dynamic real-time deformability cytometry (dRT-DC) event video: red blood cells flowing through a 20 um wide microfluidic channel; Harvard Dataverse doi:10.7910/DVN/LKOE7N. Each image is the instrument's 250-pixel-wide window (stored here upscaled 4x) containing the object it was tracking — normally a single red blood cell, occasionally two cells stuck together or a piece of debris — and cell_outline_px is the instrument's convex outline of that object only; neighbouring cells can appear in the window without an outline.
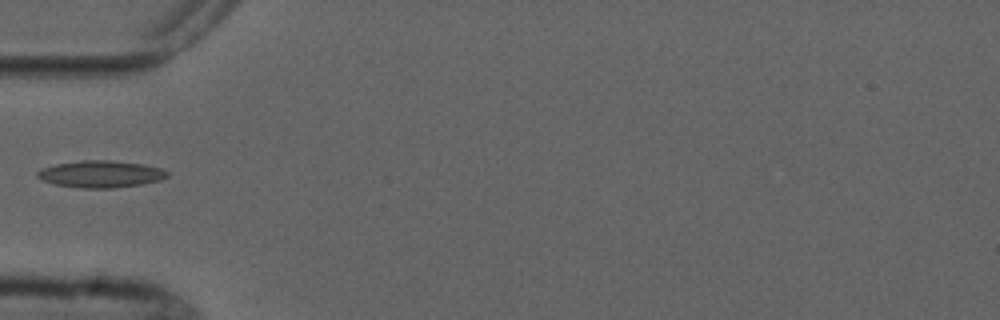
{"species": "common noctule bat (a hibernating species)", "species_latin": "Nyctalus noctula", "temperature_condition": "cold", "stored_images_in_passage": 7, "camera_frame_rate_fps": 3000, "um_per_image_px": 0.085, "animal": {"sex": "male", "forearm_length_mm": 52.5}, "frame": {"image": 1, "passage_image": 6, "time_ms": 5.667, "image_size_px": [1000, 320], "cell_outline_px": [[168, 176], [160, 180], [140, 184], [112, 188], [80, 188], [56, 184], [44, 180], [36, 176], [36, 172], [40, 168], [56, 164], [84, 160], [108, 160], [144, 164], [160, 168], [168, 172]], "centroid_in_image_um": [8.55, 14.79], "position_along_channel_um": 76.5, "area_um2": 20.23}}
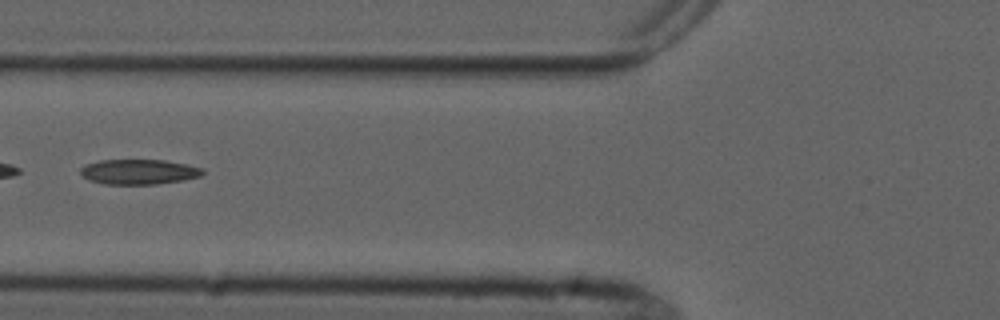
{"frame": {"image": 2, "passage_image": 7, "time_ms": 6.667, "image_size_px": [1000, 320], "cell_outline_px": [[204, 172], [200, 176], [184, 180], [156, 184], [104, 184], [88, 180], [80, 172], [80, 168], [84, 164], [100, 160], [164, 160], [204, 168]], "centroid_in_image_um": [11.78, 14.6], "position_along_channel_um": 114.0, "area_um2": 17.86}}